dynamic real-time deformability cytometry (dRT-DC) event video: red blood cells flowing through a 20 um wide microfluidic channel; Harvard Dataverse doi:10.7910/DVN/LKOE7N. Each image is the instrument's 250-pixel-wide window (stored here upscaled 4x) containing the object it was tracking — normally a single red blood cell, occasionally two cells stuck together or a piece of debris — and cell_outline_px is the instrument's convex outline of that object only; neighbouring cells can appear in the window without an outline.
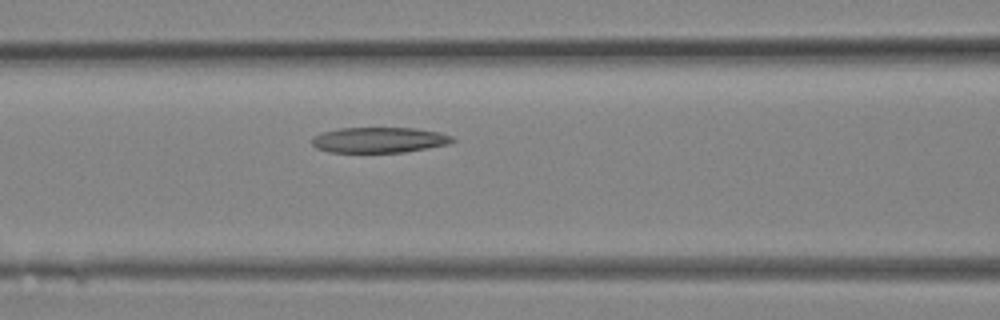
{"species": "Egyptian fruit bat (a non-hibernating species)", "species_latin": "Rousettus aegyptiacus", "temperature_condition": "room temperature", "stored_images_in_passage": 12, "segment_of_instrument_passage": [1, 2], "camera_frame_rate_fps": 3000, "um_per_image_px": 0.085, "animal": {"sex": "female"}, "frame": {"image": 1, "passage_image": 9, "time_ms": 2.667, "image_size_px": [1000, 320], "cell_outline_px": [[456, 140], [448, 144], [404, 152], [328, 152], [316, 148], [312, 144], [312, 136], [324, 132], [340, 128], [416, 128], [440, 132], [452, 136]], "centroid_in_image_um": [32.23, 11.89], "position_along_channel_um": 134.4, "area_um2": 20.87}}